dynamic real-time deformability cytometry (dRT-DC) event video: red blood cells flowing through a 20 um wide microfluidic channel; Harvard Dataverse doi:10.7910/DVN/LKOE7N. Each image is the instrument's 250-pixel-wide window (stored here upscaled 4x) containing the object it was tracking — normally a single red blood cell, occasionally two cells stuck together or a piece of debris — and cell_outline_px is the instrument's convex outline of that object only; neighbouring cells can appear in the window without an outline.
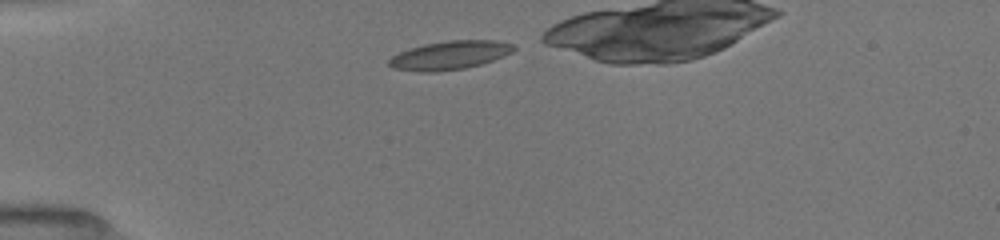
{"species": "common noctule bat (a hibernating species)", "species_latin": "Nyctalus noctula", "temperature_condition": "room temperature", "stored_images_in_passage": 15, "camera_frame_rate_fps": 3000, "um_per_image_px": 0.085, "animal": {"sex": "female", "body_mass_g": 19.5, "forearm_length_mm": 54.1}, "frame": {"image": 1, "passage_image": 1, "time_ms": 0.0, "image_size_px": [1000, 240], "cell_outline_px": [[516, 48], [512, 52], [504, 56], [480, 64], [464, 68], [436, 72], [420, 72], [392, 68], [388, 64], [388, 60], [392, 56], [400, 52], [424, 44], [448, 40], [492, 40], [516, 44]], "centroid_in_image_um": [38.24, 4.69], "position_along_channel_um": 46.8, "area_um2": 20.75}}
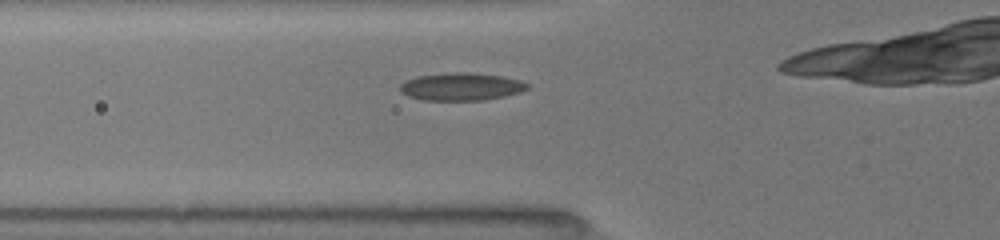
{"frame": {"image": 2, "passage_image": 10, "time_ms": 1.667, "image_size_px": [1000, 240], "cell_outline_px": [[528, 88], [520, 92], [504, 96], [484, 100], [420, 100], [408, 96], [400, 92], [400, 84], [404, 80], [416, 76], [448, 72], [472, 72], [500, 76], [520, 80], [528, 84]], "centroid_in_image_um": [39.15, 7.36], "position_along_channel_um": 86.7, "area_um2": 20.69}}